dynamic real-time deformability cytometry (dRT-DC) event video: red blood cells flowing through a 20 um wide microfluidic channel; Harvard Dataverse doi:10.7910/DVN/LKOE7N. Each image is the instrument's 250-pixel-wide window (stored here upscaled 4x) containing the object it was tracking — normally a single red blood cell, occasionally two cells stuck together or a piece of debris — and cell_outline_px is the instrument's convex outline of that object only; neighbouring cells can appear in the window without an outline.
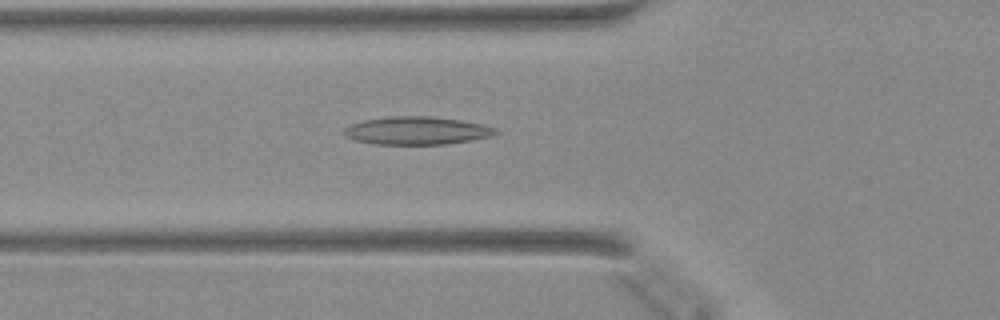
{"species": "Egyptian fruit bat (a non-hibernating species)", "species_latin": "Rousettus aegyptiacus", "temperature_condition": "warm", "stored_images_in_passage": 36, "camera_frame_rate_fps": 3000, "um_per_image_px": 0.085, "animal": {"sex": "female"}, "frame": {"image": 1, "passage_image": 6, "time_ms": 1.667, "image_size_px": [1000, 320], "cell_outline_px": [[500, 132], [492, 136], [472, 140], [444, 144], [376, 144], [356, 140], [344, 136], [344, 128], [348, 124], [364, 120], [392, 116], [432, 116], [460, 120], [480, 124], [496, 128]], "centroid_in_image_um": [35.42, 11.1], "position_along_channel_um": 90.4, "area_um2": 24.68}}
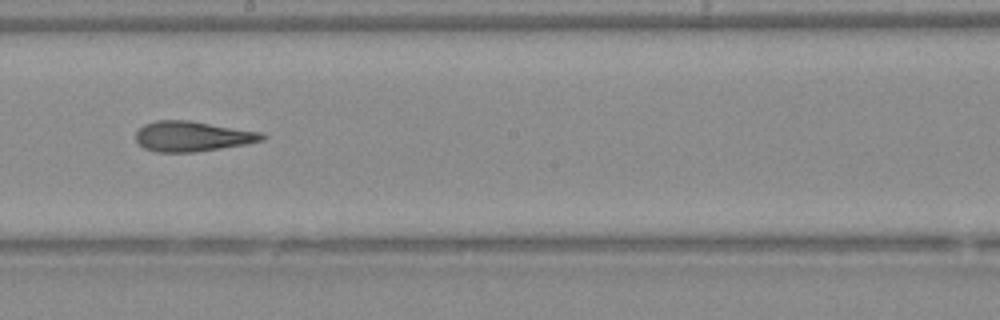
{"frame": {"image": 2, "passage_image": 16, "time_ms": 5.0, "image_size_px": [1000, 320], "cell_outline_px": [[268, 136], [264, 140], [244, 144], [220, 148], [192, 152], [156, 152], [144, 148], [136, 140], [136, 132], [144, 124], [156, 120], [188, 120], [260, 132]], "centroid_in_image_um": [16.33, 11.58], "position_along_channel_um": 231.9, "area_um2": 22.02}}
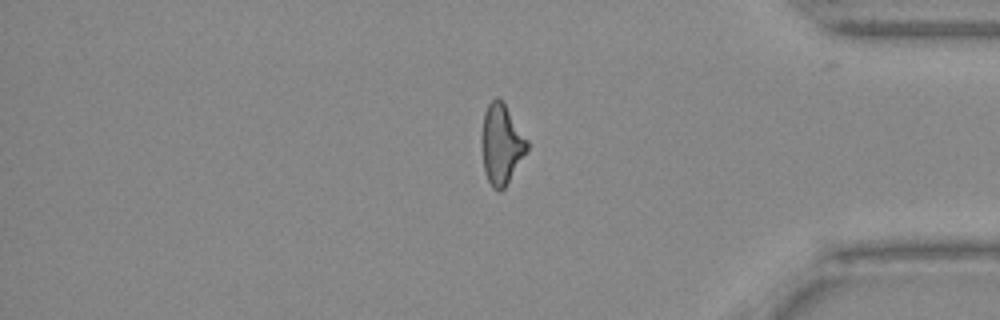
{"frame": {"image": 3, "passage_image": 29, "time_ms": 9.333, "image_size_px": [1000, 320], "cell_outline_px": [[528, 148], [504, 188], [500, 192], [496, 192], [492, 188], [484, 172], [484, 112], [488, 104], [496, 96], [504, 104], [528, 140]], "centroid_in_image_um": [42.64, 12.29], "position_along_channel_um": 392.6, "area_um2": 20.23}}